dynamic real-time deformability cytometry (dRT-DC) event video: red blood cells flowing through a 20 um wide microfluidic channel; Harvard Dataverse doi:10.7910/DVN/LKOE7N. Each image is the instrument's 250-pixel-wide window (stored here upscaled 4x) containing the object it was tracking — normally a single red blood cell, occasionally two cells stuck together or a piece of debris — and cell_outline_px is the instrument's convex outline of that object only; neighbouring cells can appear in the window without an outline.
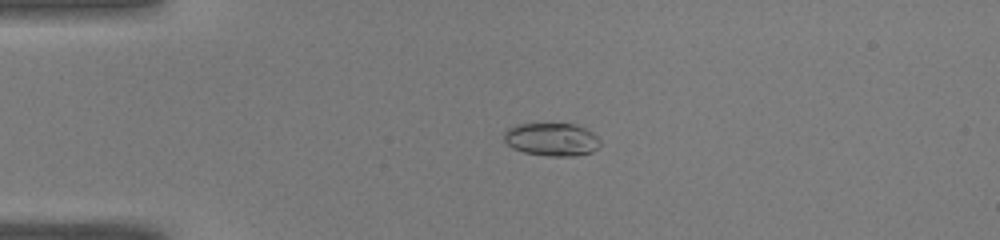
{"species": "common noctule bat (a hibernating species)", "species_latin": "Nyctalus noctula", "temperature_condition": "warm", "stored_images_in_passage": 40, "camera_frame_rate_fps": 3000, "um_per_image_px": 0.085, "animal": {"sex": "male", "body_mass_g": 19.0, "forearm_length_mm": 50.8}, "frame": {"image": 1, "passage_image": 2, "time_ms": 0.333, "image_size_px": [1000, 240], "cell_outline_px": [[600, 144], [592, 152], [572, 156], [548, 156], [524, 152], [512, 148], [504, 140], [504, 132], [508, 128], [516, 124], [576, 124], [592, 132], [600, 140]], "centroid_in_image_um": [46.88, 11.85], "position_along_channel_um": 38.1, "area_um2": 18.44}}
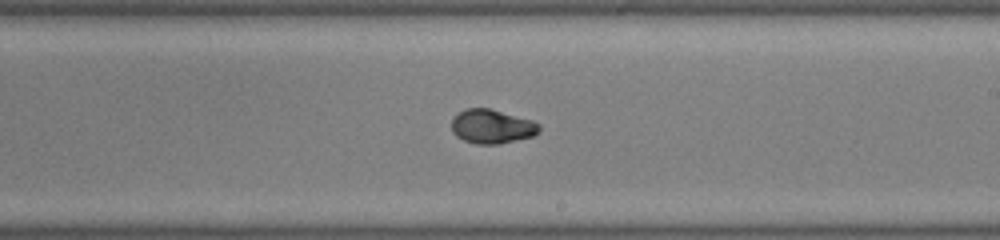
{"frame": {"image": 2, "passage_image": 20, "time_ms": 6.333, "image_size_px": [1000, 240], "cell_outline_px": [[540, 132], [532, 136], [500, 144], [476, 144], [464, 140], [456, 136], [452, 132], [452, 120], [464, 108], [488, 108], [532, 120], [540, 124]], "centroid_in_image_um": [41.82, 10.76], "position_along_channel_um": 247.2, "area_um2": 17.34}}
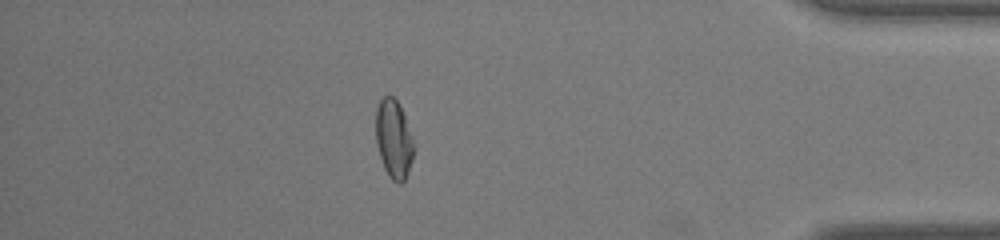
{"frame": {"image": 3, "passage_image": 34, "time_ms": 11.0, "image_size_px": [1000, 240], "cell_outline_px": [[416, 148], [408, 172], [404, 180], [400, 184], [396, 184], [388, 176], [384, 168], [376, 144], [376, 108], [380, 100], [384, 96], [392, 96], [396, 100], [404, 116], [412, 136]], "centroid_in_image_um": [33.47, 11.86], "position_along_channel_um": 401.7, "area_um2": 17.46}, "authors_computed_cell_mechanics": {"area_um2": 17.4556, "velocity_mm_per_s": 4.0912, "shape_relaxation_time_tau1_ms": 3.1962, "shape_relaxation_time_tau2_ms": null, "deformation_change_tau1": 0.1853, "deformation_change_tau2": null}}